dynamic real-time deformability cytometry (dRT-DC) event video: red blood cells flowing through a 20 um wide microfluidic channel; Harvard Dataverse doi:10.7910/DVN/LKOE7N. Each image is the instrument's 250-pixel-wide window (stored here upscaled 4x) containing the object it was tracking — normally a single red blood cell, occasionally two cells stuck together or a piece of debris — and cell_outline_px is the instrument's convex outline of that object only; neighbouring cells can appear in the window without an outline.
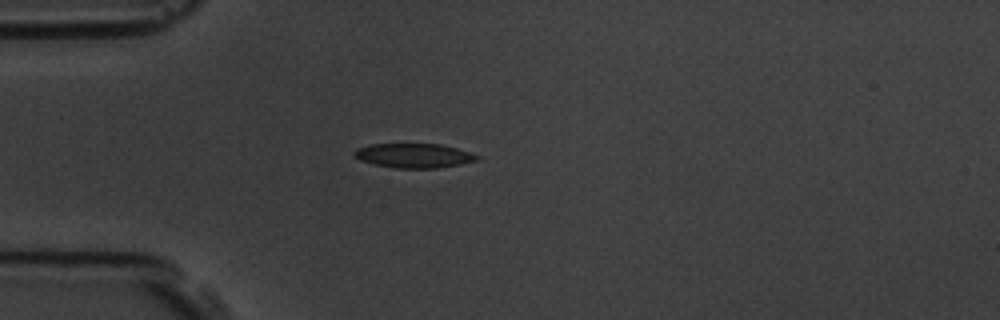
{"species": "common noctule bat (a hibernating species)", "species_latin": "Nyctalus noctula", "temperature_condition": "room temperature", "stored_images_in_passage": 5, "camera_frame_rate_fps": 3000, "um_per_image_px": 0.085, "animal": {"sex": "male", "body_mass_g": 19.5, "forearm_length_mm": 54.6}, "frame": {"image": 1, "passage_image": 4, "time_ms": 3.333, "image_size_px": [1000, 320], "cell_outline_px": [[480, 160], [440, 168], [396, 168], [372, 164], [360, 160], [352, 152], [356, 148], [368, 144], [440, 144], [456, 148], [480, 156]], "centroid_in_image_um": [35.16, 13.23], "position_along_channel_um": 49.8, "area_um2": 17.51}}